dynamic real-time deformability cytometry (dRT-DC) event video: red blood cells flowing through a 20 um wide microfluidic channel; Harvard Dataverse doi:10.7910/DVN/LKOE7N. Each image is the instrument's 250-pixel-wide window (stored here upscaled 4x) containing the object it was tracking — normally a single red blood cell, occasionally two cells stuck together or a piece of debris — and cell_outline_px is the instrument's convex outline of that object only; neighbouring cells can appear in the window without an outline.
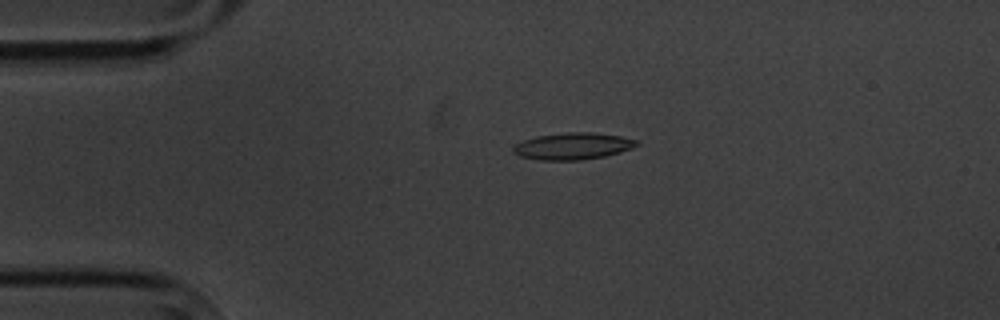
{"species": "common noctule bat (a hibernating species)", "species_latin": "Nyctalus noctula", "temperature_condition": "cold", "stored_images_in_passage": 5, "camera_frame_rate_fps": 3000, "um_per_image_px": 0.085, "animal": {"sex": "male", "body_mass_g": 20.1, "forearm_length_mm": 53.5}, "frame": {"image": 1, "passage_image": 4, "time_ms": 3.667, "image_size_px": [1000, 320], "cell_outline_px": [[640, 144], [632, 148], [620, 152], [604, 156], [580, 160], [540, 160], [520, 156], [512, 152], [512, 148], [516, 144], [524, 140], [536, 136], [564, 132], [592, 132], [620, 136], [636, 140]], "centroid_in_image_um": [48.68, 12.42], "position_along_channel_um": 36.3, "area_um2": 19.25}}